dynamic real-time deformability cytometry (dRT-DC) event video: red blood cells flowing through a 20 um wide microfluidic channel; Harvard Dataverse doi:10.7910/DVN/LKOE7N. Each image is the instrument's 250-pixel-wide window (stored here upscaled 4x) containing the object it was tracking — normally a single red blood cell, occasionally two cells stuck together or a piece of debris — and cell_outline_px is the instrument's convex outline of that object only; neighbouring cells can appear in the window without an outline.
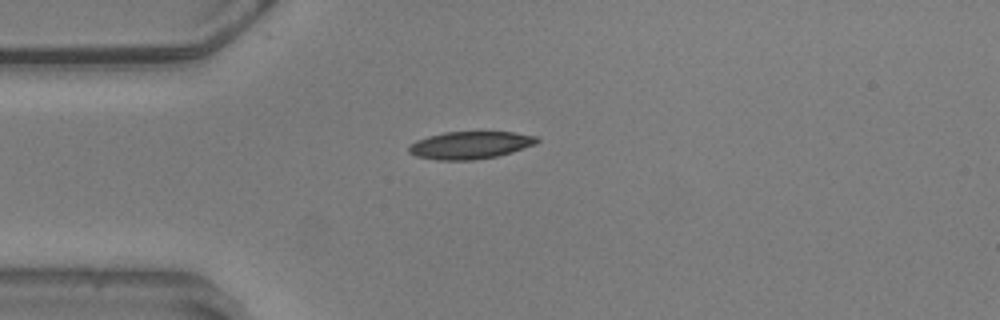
{"species": "common noctule bat (a hibernating species)", "species_latin": "Nyctalus noctula", "temperature_condition": "warm", "stored_images_in_passage": 27, "camera_frame_rate_fps": 3000, "um_per_image_px": 0.085, "animal": {"sex": "male", "body_mass_g": 20.5, "forearm_length_mm": 52.5}, "frame": {"image": 1, "passage_image": 1, "time_ms": 0.0, "image_size_px": [1000, 320], "cell_outline_px": [[540, 140], [536, 144], [512, 152], [496, 156], [472, 160], [436, 160], [416, 156], [408, 152], [408, 148], [416, 140], [428, 136], [444, 132], [512, 132], [536, 136]], "centroid_in_image_um": [39.96, 12.34], "position_along_channel_um": 45.0, "area_um2": 20.46}}
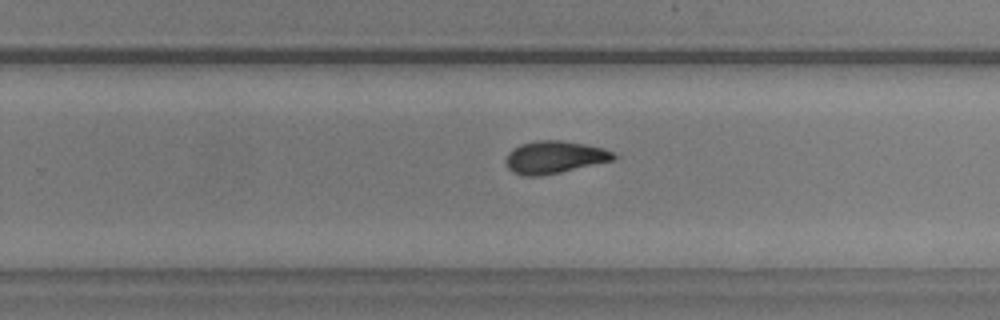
{"frame": {"image": 2, "passage_image": 22, "time_ms": 7.0, "image_size_px": [1000, 320], "cell_outline_px": [[616, 156], [612, 160], [560, 172], [540, 176], [524, 176], [512, 172], [508, 168], [504, 160], [508, 152], [512, 148], [520, 144], [536, 140], [560, 140], [584, 144], [604, 148], [612, 152]], "centroid_in_image_um": [47.05, 13.36], "position_along_channel_um": 282.7, "area_um2": 20.35}}
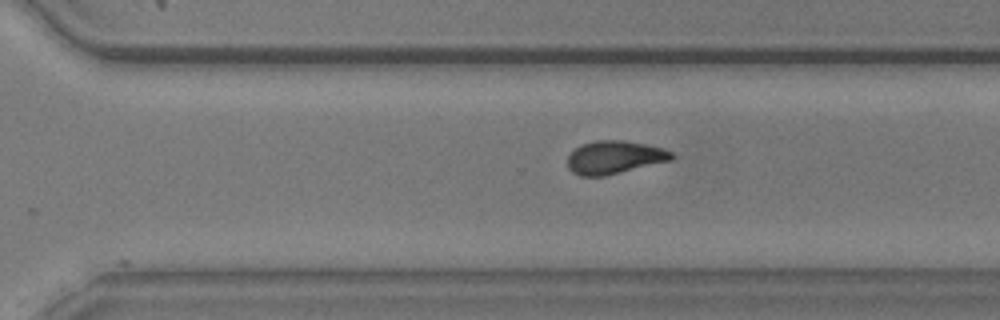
{"frame": {"image": 3, "passage_image": 25, "time_ms": 8.0, "image_size_px": [1000, 320], "cell_outline_px": [[676, 156], [672, 160], [604, 176], [580, 176], [572, 172], [568, 168], [568, 156], [580, 144], [596, 140], [624, 140], [664, 148], [672, 152]], "centroid_in_image_um": [52.24, 13.37], "position_along_channel_um": 318.4, "area_um2": 20.11}}